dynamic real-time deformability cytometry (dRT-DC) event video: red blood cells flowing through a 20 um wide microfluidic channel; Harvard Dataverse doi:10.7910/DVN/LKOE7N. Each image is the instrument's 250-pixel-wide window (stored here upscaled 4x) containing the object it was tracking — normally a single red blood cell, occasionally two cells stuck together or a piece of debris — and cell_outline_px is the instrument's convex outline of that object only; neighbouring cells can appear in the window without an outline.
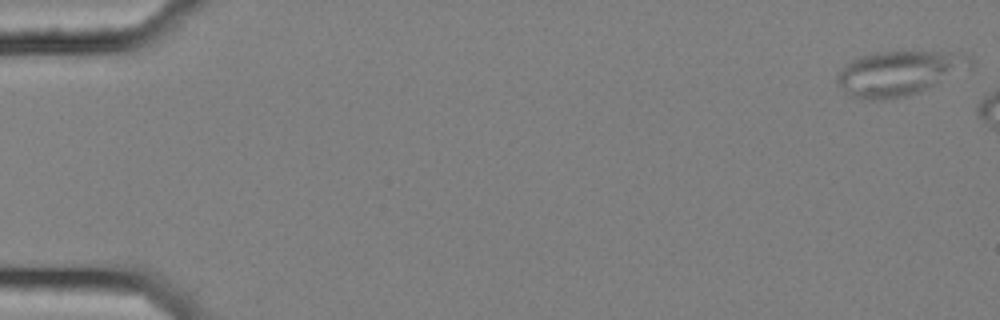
{"species": "common noctule bat (a hibernating species)", "species_latin": "Nyctalus noctula", "temperature_condition": "cold", "stored_images_in_passage": 8, "camera_frame_rate_fps": 3000, "um_per_image_px": 0.085, "animal": {"sex": "female", "body_mass_g": 25.1}, "frame": {"image": 1, "passage_image": 1, "time_ms": 0.0, "image_size_px": [1000, 320], "cell_outline_px": [[972, 68], [908, 96], [876, 100], [872, 100], [852, 96], [844, 92], [836, 84], [836, 76], [844, 64], [860, 56], [876, 52], [956, 52], [972, 56]], "centroid_in_image_um": [76.4, 6.21], "position_along_channel_um": 8.6, "area_um2": 34.62}}